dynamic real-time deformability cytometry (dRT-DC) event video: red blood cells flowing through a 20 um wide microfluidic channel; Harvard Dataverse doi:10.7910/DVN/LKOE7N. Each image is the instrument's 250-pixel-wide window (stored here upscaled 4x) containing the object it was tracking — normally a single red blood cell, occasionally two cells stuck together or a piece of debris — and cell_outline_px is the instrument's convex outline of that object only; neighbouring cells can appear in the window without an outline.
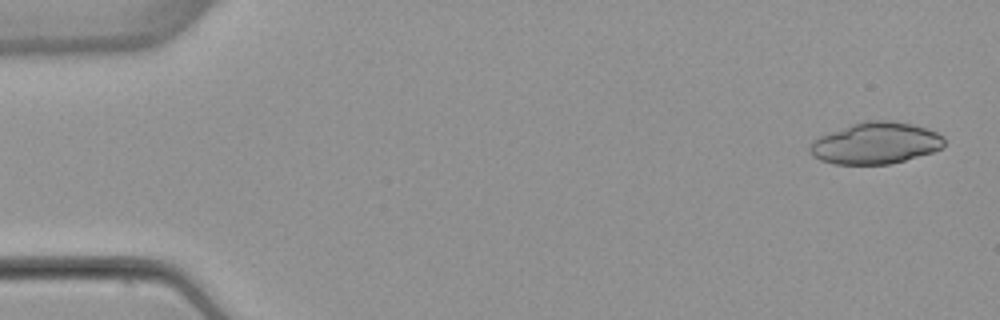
{"species": "common noctule bat (a hibernating species)", "species_latin": "Nyctalus noctula", "temperature_condition": "warm", "stored_images_in_passage": 52, "camera_frame_rate_fps": 3000, "um_per_image_px": 0.085, "animal": {"sex": "female", "body_mass_g": 22.7, "forearm_length_mm": 54.2}, "frame": {"image": 1, "passage_image": 2, "time_ms": 0.333, "image_size_px": [1000, 320], "cell_outline_px": [[944, 144], [940, 148], [932, 152], [904, 160], [888, 164], [836, 164], [820, 160], [812, 156], [808, 152], [808, 148], [812, 140], [820, 136], [852, 124], [864, 120], [892, 120], [912, 124], [928, 128], [944, 136]], "centroid_in_image_um": [74.41, 12.16], "position_along_channel_um": 10.6, "area_um2": 32.6}}